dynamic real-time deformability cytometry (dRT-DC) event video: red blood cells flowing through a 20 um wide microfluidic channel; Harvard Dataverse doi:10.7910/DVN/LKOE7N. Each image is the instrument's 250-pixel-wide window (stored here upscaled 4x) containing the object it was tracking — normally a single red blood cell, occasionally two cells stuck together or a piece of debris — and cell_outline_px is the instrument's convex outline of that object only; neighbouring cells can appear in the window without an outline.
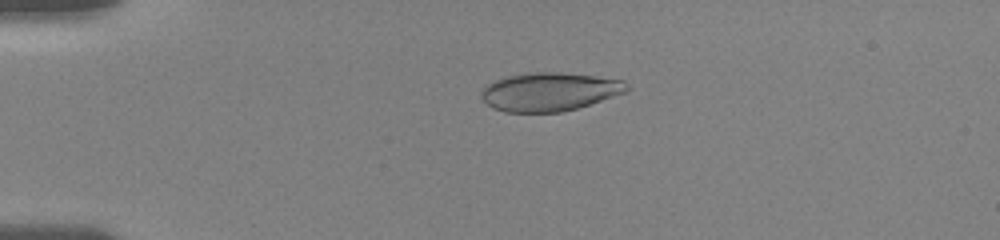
{"species": "human", "species_latin": "Homo sapiens", "temperature_condition": "room temperature", "stored_images_in_passage": 49, "camera_frame_rate_fps": 3000, "um_per_image_px": 0.085, "donor": {"sex": "female"}, "frame": {"image": 1, "passage_image": 1, "time_ms": 0.0, "image_size_px": [1000, 240], "cell_outline_px": [[628, 92], [576, 108], [560, 112], [504, 112], [492, 108], [480, 96], [480, 92], [488, 84], [496, 80], [508, 76], [536, 72], [560, 72], [624, 80], [628, 84]], "centroid_in_image_um": [46.71, 7.8], "position_along_channel_um": 38.3, "area_um2": 32.43}}
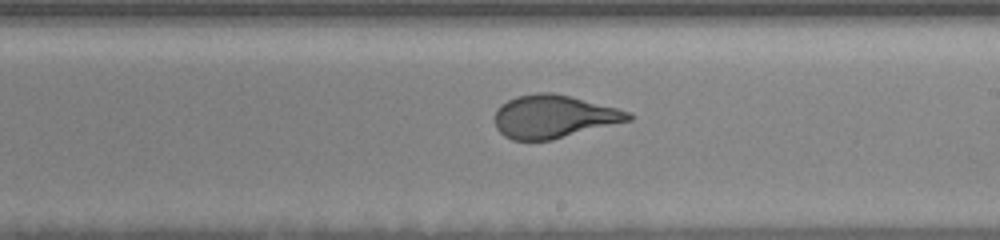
{"frame": {"image": 2, "passage_image": 22, "time_ms": 6.667, "image_size_px": [1000, 240], "cell_outline_px": [[632, 120], [552, 140], [512, 140], [504, 136], [496, 128], [496, 108], [500, 104], [516, 96], [540, 92], [552, 92], [632, 112]], "centroid_in_image_um": [47.05, 9.91], "position_along_channel_um": 241.9, "area_um2": 33.35}}
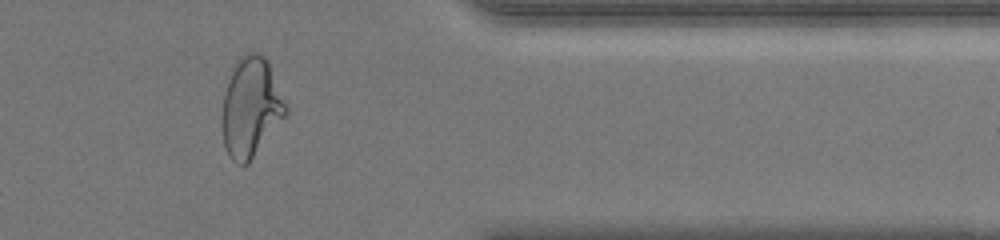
{"frame": {"image": 3, "passage_image": 39, "time_ms": 11.0, "image_size_px": [1000, 240], "cell_outline_px": [[288, 112], [248, 164], [240, 164], [232, 160], [224, 144], [224, 96], [228, 80], [236, 60], [240, 56], [248, 52], [256, 52], [264, 56], [268, 60], [288, 104]], "centroid_in_image_um": [21.38, 9.07], "position_along_channel_um": 390.0, "area_um2": 36.47}, "authors_computed_cell_mechanics": {"area_um2": 33.9864, "velocity_mm_per_s": 3.6914, "shape_relaxation_time_tau1_ms": 4.9264, "shape_relaxation_time_tau2_ms": null, "deformation_change_tau1": 0.1891, "deformation_change_tau2": null}}